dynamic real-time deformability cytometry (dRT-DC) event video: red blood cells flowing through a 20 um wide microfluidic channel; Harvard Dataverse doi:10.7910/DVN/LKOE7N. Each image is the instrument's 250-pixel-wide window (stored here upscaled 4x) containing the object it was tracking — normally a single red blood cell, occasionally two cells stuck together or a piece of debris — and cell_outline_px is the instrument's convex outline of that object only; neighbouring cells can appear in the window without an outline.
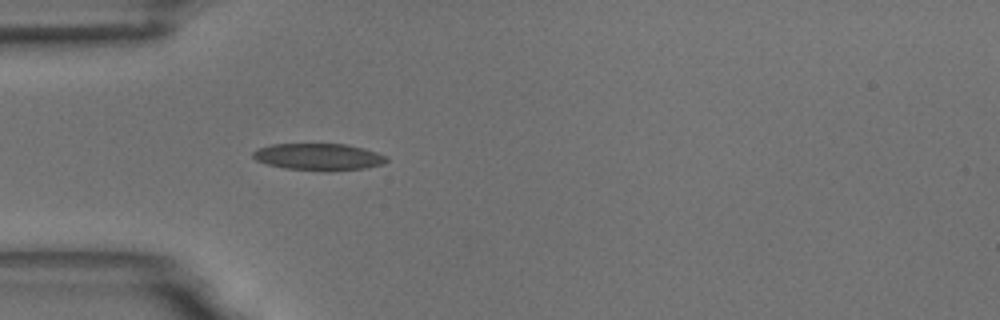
{"species": "common noctule bat (a hibernating species)", "species_latin": "Nyctalus noctula", "temperature_condition": "room temperature", "stored_images_in_passage": 32, "camera_frame_rate_fps": 3000, "um_per_image_px": 0.085, "animal": {"sex": "male", "body_mass_g": 18.8}, "frame": {"image": 1, "passage_image": 1, "time_ms": 0.0, "image_size_px": [1000, 320], "cell_outline_px": [[388, 160], [384, 164], [364, 168], [328, 172], [324, 172], [284, 168], [268, 164], [256, 160], [252, 156], [252, 152], [260, 148], [272, 144], [344, 144], [364, 148], [376, 152], [384, 156]], "centroid_in_image_um": [27.08, 13.35], "position_along_channel_um": 57.9, "area_um2": 20.98}}
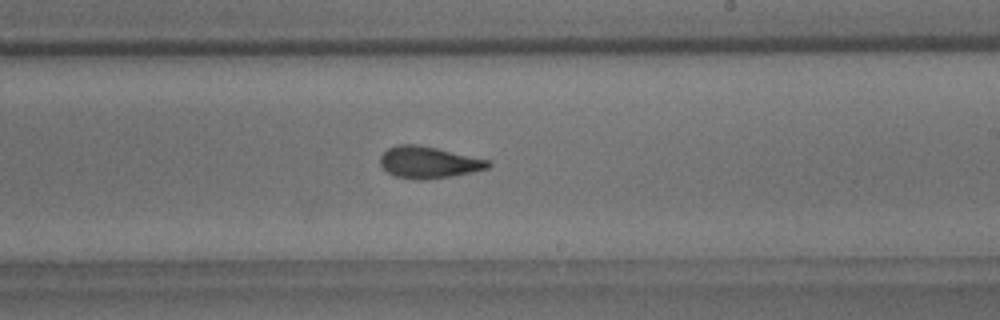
{"frame": {"image": 2, "passage_image": 17, "time_ms": 5.333, "image_size_px": [1000, 320], "cell_outline_px": [[492, 164], [488, 168], [472, 172], [452, 176], [424, 180], [416, 180], [396, 176], [388, 172], [380, 164], [380, 156], [388, 148], [396, 144], [416, 144], [436, 148], [488, 160]], "centroid_in_image_um": [36.41, 13.8], "position_along_channel_um": 252.6, "area_um2": 19.83}}
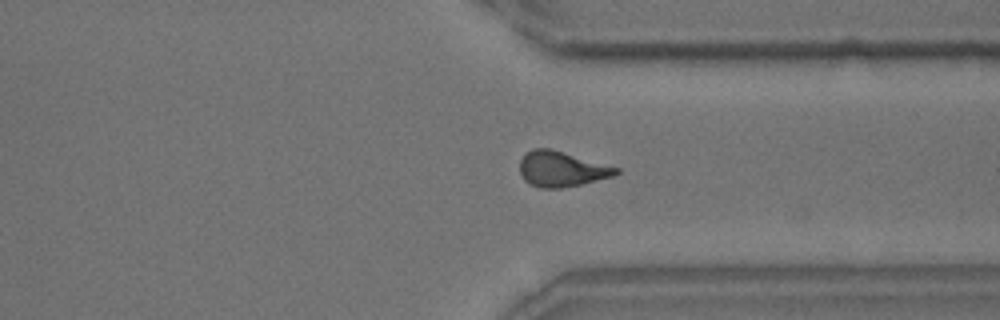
{"frame": {"image": 3, "passage_image": 26, "time_ms": 8.333, "image_size_px": [1000, 320], "cell_outline_px": [[620, 172], [616, 176], [580, 184], [560, 188], [540, 188], [528, 184], [524, 180], [520, 172], [520, 160], [524, 152], [532, 148], [552, 148], [620, 168]], "centroid_in_image_um": [47.73, 14.35], "position_along_channel_um": 363.7, "area_um2": 20.17}, "authors_computed_cell_mechanics": {"area_um2": 19.8254, "velocity_mm_per_s": 3.7029, "shape_relaxation_time_tau1_ms": 7.1654, "shape_relaxation_time_tau2_ms": 2.2963, "deformation_change_tau1": 0.1769, "deformation_change_tau2": 0.0866}}